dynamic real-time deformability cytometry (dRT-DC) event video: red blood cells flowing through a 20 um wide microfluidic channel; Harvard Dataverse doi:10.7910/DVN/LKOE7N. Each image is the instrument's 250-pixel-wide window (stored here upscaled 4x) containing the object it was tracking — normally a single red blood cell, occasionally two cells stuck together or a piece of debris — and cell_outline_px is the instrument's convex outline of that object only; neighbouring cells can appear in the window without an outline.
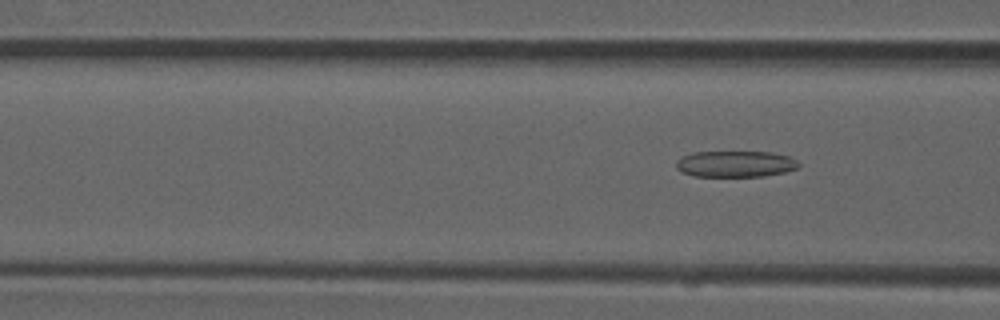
{"species": "common noctule bat (a hibernating species)", "species_latin": "Nyctalus noctula", "temperature_condition": "room temperature", "stored_images_in_passage": 7, "segment_of_instrument_passage": [2, 2], "camera_frame_rate_fps": 3000, "um_per_image_px": 0.085, "animal": {"sex": "male", "forearm_length_mm": 52.5}, "frame": {"image": 1, "passage_image": 7, "time_ms": 2.0, "image_size_px": [1000, 320], "cell_outline_px": [[800, 164], [796, 168], [784, 172], [764, 176], [696, 176], [680, 172], [676, 168], [676, 160], [680, 156], [692, 152], [772, 152], [788, 156], [796, 160]], "centroid_in_image_um": [62.46, 13.93], "position_along_channel_um": 104.1, "area_um2": 18.79}}